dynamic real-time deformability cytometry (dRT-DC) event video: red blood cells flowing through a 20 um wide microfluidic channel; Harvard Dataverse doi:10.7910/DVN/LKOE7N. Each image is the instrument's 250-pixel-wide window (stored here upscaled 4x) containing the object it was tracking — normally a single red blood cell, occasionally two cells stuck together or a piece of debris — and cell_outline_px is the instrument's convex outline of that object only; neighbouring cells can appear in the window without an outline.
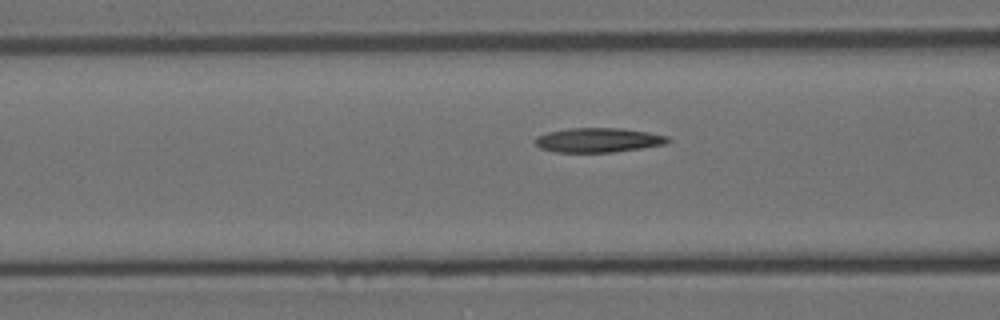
{"species": "Egyptian fruit bat (a non-hibernating species)", "species_latin": "Rousettus aegyptiacus", "temperature_condition": "room temperature", "stored_images_in_passage": 33, "camera_frame_rate_fps": 3000, "um_per_image_px": 0.085, "animal": {"sex": "female"}, "frame": {"image": 1, "passage_image": 11, "time_ms": 3.333, "image_size_px": [1000, 320], "cell_outline_px": [[672, 140], [668, 144], [612, 152], [556, 152], [540, 148], [532, 140], [536, 136], [548, 132], [568, 128], [624, 128], [648, 132], [668, 136]], "centroid_in_image_um": [50.86, 11.9], "position_along_channel_um": 115.7, "area_um2": 19.07}}
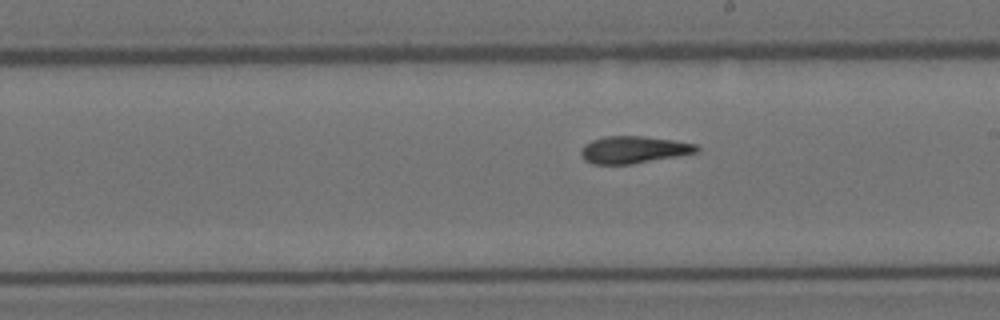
{"frame": {"image": 2, "passage_image": 21, "time_ms": 6.667, "image_size_px": [1000, 320], "cell_outline_px": [[700, 152], [632, 164], [592, 164], [584, 160], [580, 156], [580, 152], [584, 144], [592, 140], [604, 136], [644, 136], [672, 140], [696, 144], [700, 148]], "centroid_in_image_um": [53.84, 12.73], "position_along_channel_um": 235.2, "area_um2": 18.44}}
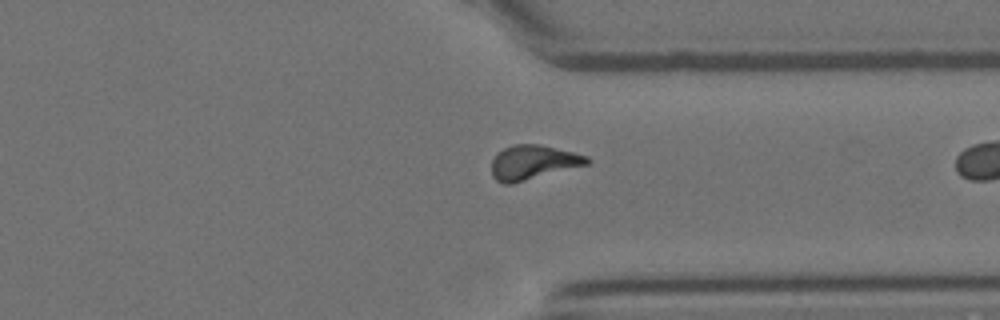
{"frame": {"image": 3, "passage_image": 32, "time_ms": 10.333, "image_size_px": [1000, 320], "cell_outline_px": [[592, 160], [588, 164], [512, 184], [504, 184], [496, 180], [492, 176], [492, 160], [496, 152], [512, 144], [540, 144], [588, 156]], "centroid_in_image_um": [45.29, 13.8], "position_along_channel_um": 366.1, "area_um2": 19.19}}